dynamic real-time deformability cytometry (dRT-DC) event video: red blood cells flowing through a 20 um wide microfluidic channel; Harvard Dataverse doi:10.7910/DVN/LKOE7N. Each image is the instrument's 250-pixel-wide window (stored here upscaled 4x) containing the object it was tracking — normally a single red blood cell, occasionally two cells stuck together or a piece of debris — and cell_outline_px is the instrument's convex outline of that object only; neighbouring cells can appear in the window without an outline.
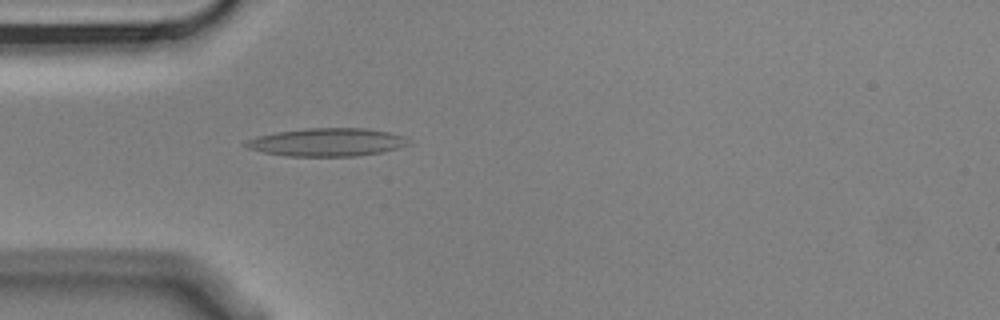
{"species": "Egyptian fruit bat (a non-hibernating species)", "species_latin": "Rousettus aegyptiacus", "temperature_condition": "cold", "stored_images_in_passage": 1, "camera_frame_rate_fps": 3000, "um_per_image_px": 0.085, "animal": {"sex": "male"}, "frame": {"image": 1, "passage_image": 1, "time_ms": 0.0, "image_size_px": [1000, 320], "cell_outline_px": [[408, 144], [400, 148], [380, 152], [356, 156], [288, 156], [264, 152], [248, 148], [244, 144], [248, 140], [256, 136], [276, 132], [308, 128], [364, 128], [388, 132], [404, 136], [408, 140]], "centroid_in_image_um": [27.8, 12.08], "position_along_channel_um": 57.2, "area_um2": 26.41}}